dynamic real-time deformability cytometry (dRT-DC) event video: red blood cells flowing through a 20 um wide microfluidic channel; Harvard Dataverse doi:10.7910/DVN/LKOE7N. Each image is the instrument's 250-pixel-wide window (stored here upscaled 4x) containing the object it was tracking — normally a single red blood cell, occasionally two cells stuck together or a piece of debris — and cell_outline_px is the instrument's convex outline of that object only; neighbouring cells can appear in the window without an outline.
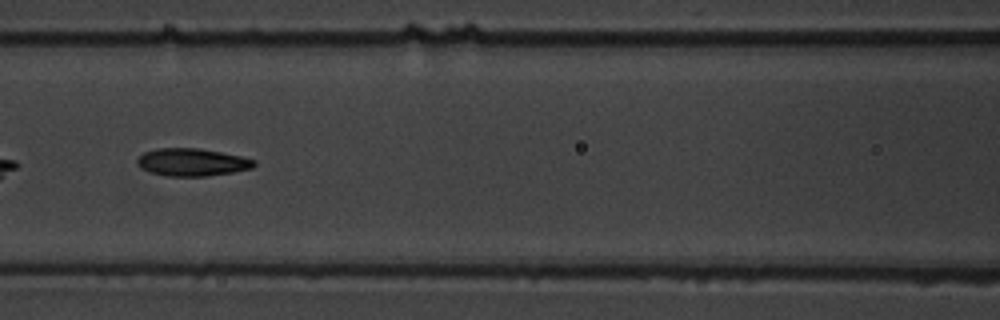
{"species": "common noctule bat (a hibernating species)", "species_latin": "Nyctalus noctula", "temperature_condition": "warm", "stored_images_in_passage": 9, "camera_frame_rate_fps": 3000, "um_per_image_px": 0.085, "animal": {"sex": "male", "body_mass_g": 19.5, "forearm_length_mm": 54.6}, "frame": {"image": 1, "passage_image": 6, "time_ms": 5.667, "image_size_px": [1000, 320], "cell_outline_px": [[256, 164], [252, 168], [232, 172], [208, 176], [168, 176], [152, 172], [140, 168], [136, 164], [136, 160], [144, 152], [156, 148], [200, 148], [240, 156], [256, 160]], "centroid_in_image_um": [16.31, 13.78], "position_along_channel_um": 150.3, "area_um2": 18.79}}
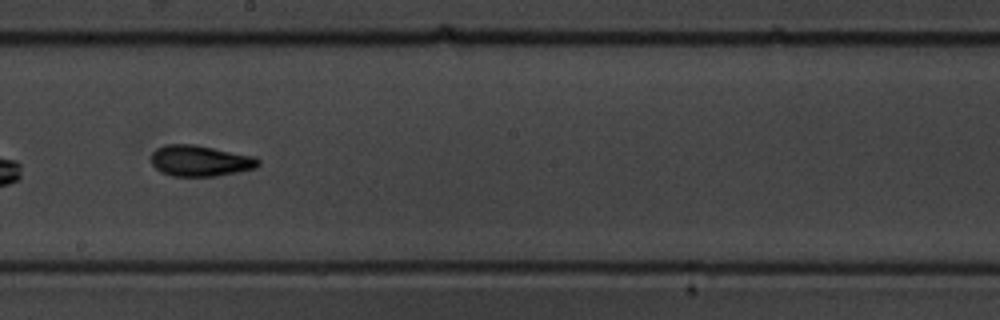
{"frame": {"image": 2, "passage_image": 8, "time_ms": 8.0, "image_size_px": [1000, 320], "cell_outline_px": [[260, 164], [256, 168], [216, 176], [172, 176], [160, 172], [152, 164], [152, 152], [156, 148], [168, 144], [192, 144], [256, 156], [260, 160]], "centroid_in_image_um": [17.03, 13.67], "position_along_channel_um": 231.2, "area_um2": 19.36}}
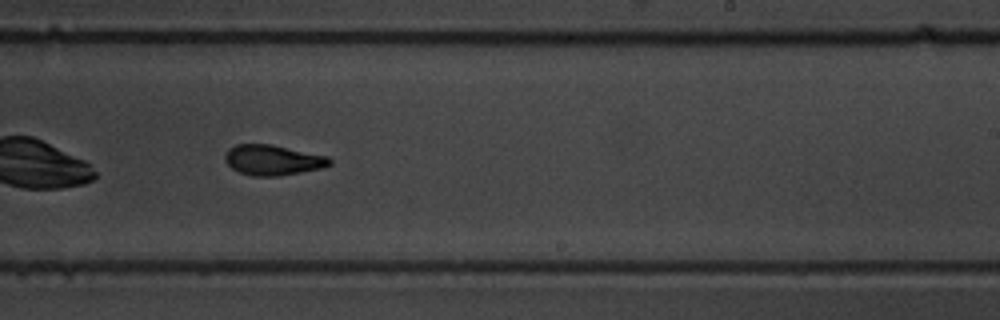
{"frame": {"image": 3, "passage_image": 9, "time_ms": 9.0, "image_size_px": [1000, 320], "cell_outline_px": [[332, 164], [324, 168], [280, 176], [252, 176], [240, 172], [232, 168], [224, 160], [224, 156], [228, 148], [236, 144], [272, 144], [328, 156], [332, 160]], "centroid_in_image_um": [23.21, 13.6], "position_along_channel_um": 265.8, "area_um2": 18.73}}